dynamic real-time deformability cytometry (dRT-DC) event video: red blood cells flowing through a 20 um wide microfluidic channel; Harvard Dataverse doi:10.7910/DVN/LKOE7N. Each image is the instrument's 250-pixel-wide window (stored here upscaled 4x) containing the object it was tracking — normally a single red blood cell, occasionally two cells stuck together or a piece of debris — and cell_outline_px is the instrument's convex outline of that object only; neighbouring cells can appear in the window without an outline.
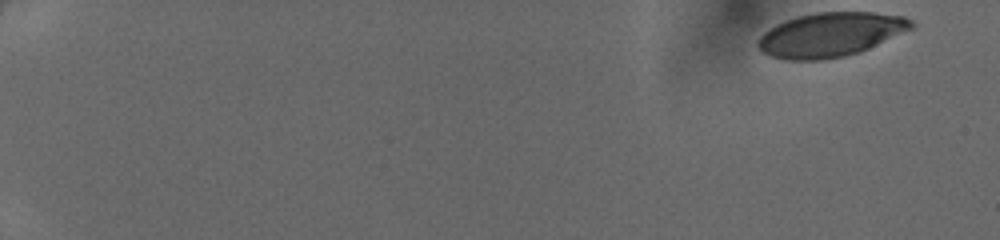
{"species": "human", "species_latin": "Homo sapiens", "temperature_condition": "cold", "stored_images_in_passage": 48, "camera_frame_rate_fps": 3000, "um_per_image_px": 0.085, "donor": {"sex": "female"}, "frame": {"image": 1, "passage_image": 1, "time_ms": 0.0, "image_size_px": [1000, 240], "cell_outline_px": [[916, 24], [912, 28], [860, 52], [844, 56], [824, 60], [788, 60], [772, 56], [764, 52], [756, 44], [760, 36], [764, 32], [776, 24], [784, 20], [796, 16], [816, 12], [876, 12], [904, 16], [912, 20]], "centroid_in_image_um": [70.6, 2.93], "position_along_channel_um": 14.4, "area_um2": 39.48}}
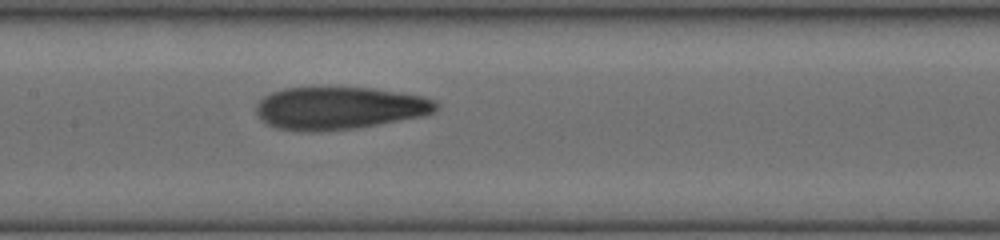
{"frame": {"image": 2, "passage_image": 26, "time_ms": 8.333, "image_size_px": [1000, 240], "cell_outline_px": [[440, 104], [432, 112], [424, 116], [356, 128], [320, 132], [300, 132], [276, 128], [260, 120], [256, 112], [256, 104], [264, 96], [272, 92], [284, 88], [328, 84], [372, 88], [424, 96], [436, 100]], "centroid_in_image_um": [28.8, 9.15], "position_along_channel_um": 178.6, "area_um2": 46.18}}
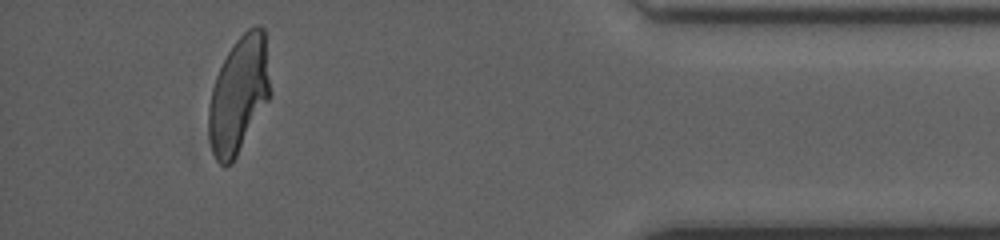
{"frame": {"image": 3, "passage_image": 45, "time_ms": 14.667, "image_size_px": [1000, 240], "cell_outline_px": [[272, 92], [268, 100], [236, 156], [228, 164], [220, 164], [216, 160], [212, 152], [208, 136], [208, 104], [212, 88], [216, 76], [228, 52], [236, 40], [248, 28], [256, 24], [260, 24], [264, 28]], "centroid_in_image_um": [20.3, 8.01], "position_along_channel_um": 414.9, "area_um2": 41.73}}